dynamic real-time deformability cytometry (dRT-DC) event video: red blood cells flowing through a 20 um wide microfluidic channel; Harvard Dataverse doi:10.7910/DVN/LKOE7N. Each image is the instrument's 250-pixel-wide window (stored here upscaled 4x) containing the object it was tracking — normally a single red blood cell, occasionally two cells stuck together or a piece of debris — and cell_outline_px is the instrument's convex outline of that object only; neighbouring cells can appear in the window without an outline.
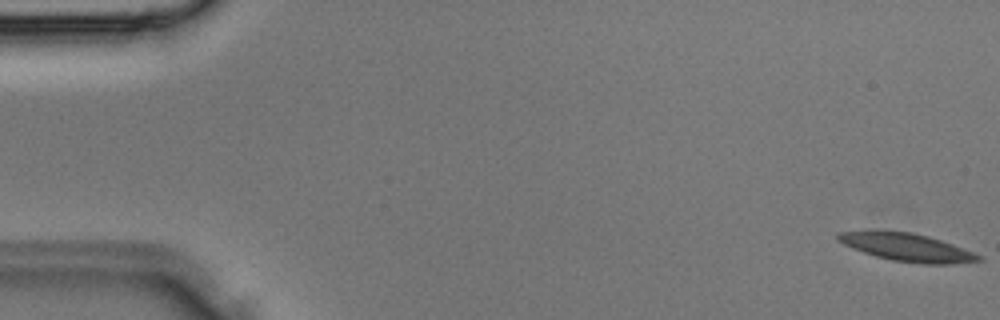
{"species": "Egyptian fruit bat (a non-hibernating species)", "species_latin": "Rousettus aegyptiacus", "temperature_condition": "room temperature", "stored_images_in_passage": 37, "camera_frame_rate_fps": 3000, "um_per_image_px": 0.085, "animal": {"sex": "male"}, "frame": {"image": 1, "passage_image": 1, "time_ms": 0.0, "image_size_px": [1000, 320], "cell_outline_px": [[984, 260], [948, 264], [920, 264], [892, 260], [876, 256], [852, 248], [836, 240], [836, 232], [912, 232], [928, 236], [952, 244], [984, 256]], "centroid_in_image_um": [77.15, 21.05], "position_along_channel_um": 7.9, "area_um2": 22.43}}
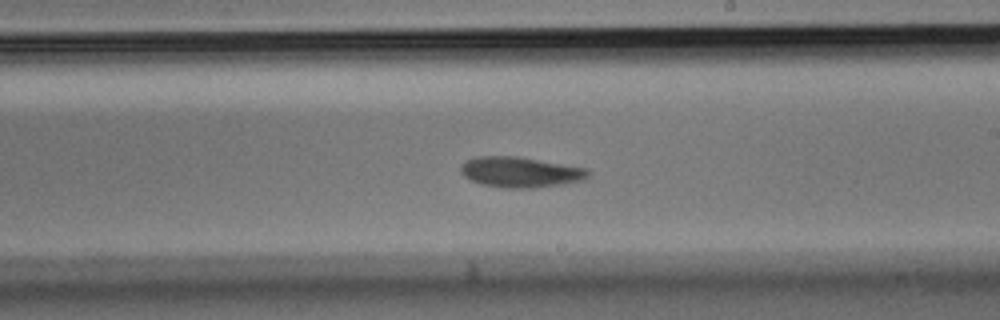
{"frame": {"image": 2, "passage_image": 21, "time_ms": 6.667, "image_size_px": [1000, 320], "cell_outline_px": [[588, 176], [580, 180], [560, 184], [532, 188], [504, 188], [484, 184], [472, 180], [464, 176], [460, 172], [460, 164], [476, 156], [516, 156], [588, 168]], "centroid_in_image_um": [44.19, 14.62], "position_along_channel_um": 244.8, "area_um2": 22.37}}
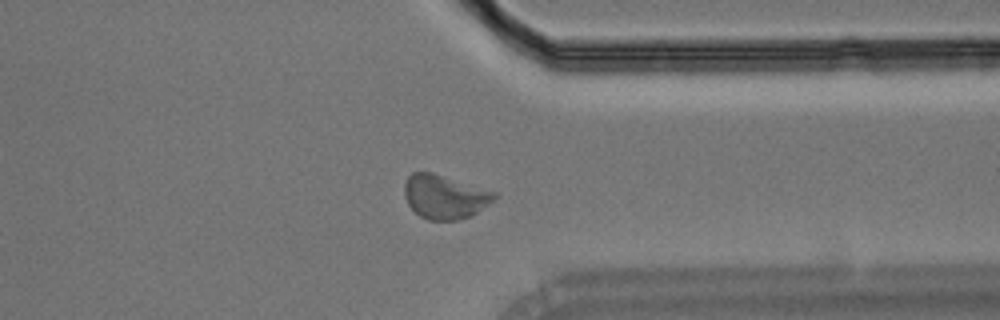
{"frame": {"image": 3, "passage_image": 28, "time_ms": 9.0, "image_size_px": [1000, 320], "cell_outline_px": [[500, 192], [488, 204], [472, 216], [456, 220], [428, 220], [420, 216], [408, 204], [404, 196], [404, 184], [408, 176], [412, 172], [432, 172]], "centroid_in_image_um": [37.81, 16.71], "position_along_channel_um": 373.6, "area_um2": 23.24}}